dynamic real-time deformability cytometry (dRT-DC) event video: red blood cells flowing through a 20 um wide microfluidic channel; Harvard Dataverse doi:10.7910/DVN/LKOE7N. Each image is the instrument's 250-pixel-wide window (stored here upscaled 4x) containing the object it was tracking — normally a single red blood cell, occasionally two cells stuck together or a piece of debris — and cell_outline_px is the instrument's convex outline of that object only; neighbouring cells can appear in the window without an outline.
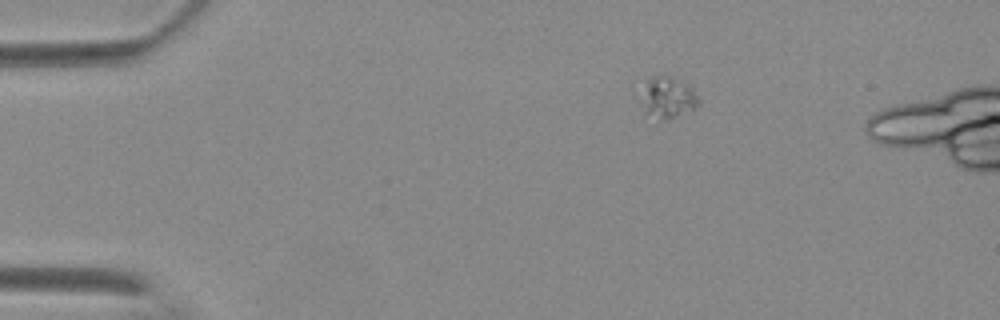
{"species": "Egyptian fruit bat (a non-hibernating species)", "species_latin": "Rousettus aegyptiacus", "temperature_condition": "warm", "stored_images_in_passage": 4, "camera_frame_rate_fps": 3000, "um_per_image_px": 0.085, "animal": {"sex": "female"}, "frame": {"image": 1, "passage_image": 1, "time_ms": 0.0, "image_size_px": [1000, 320], "cell_outline_px": [[700, 104], [668, 120], [660, 120], [644, 112], [644, 108], [648, 80], [656, 76], [676, 76], [692, 88], [700, 100]], "centroid_in_image_um": [56.85, 8.29], "position_along_channel_um": 28.1, "area_um2": 13.12}}